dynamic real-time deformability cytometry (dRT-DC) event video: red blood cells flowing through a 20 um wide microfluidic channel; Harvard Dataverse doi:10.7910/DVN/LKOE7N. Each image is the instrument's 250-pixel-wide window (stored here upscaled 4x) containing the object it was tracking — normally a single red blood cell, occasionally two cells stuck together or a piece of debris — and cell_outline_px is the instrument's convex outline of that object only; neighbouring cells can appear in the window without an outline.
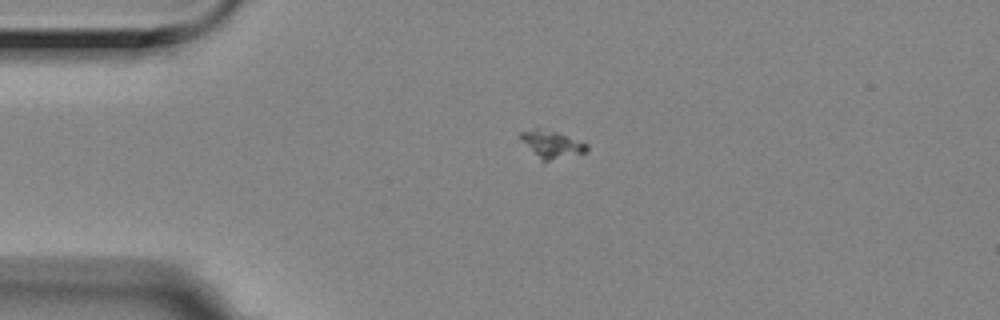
{"species": "Egyptian fruit bat (a non-hibernating species)", "species_latin": "Rousettus aegyptiacus", "temperature_condition": "room temperature", "stored_images_in_passage": 5, "camera_frame_rate_fps": 3000, "um_per_image_px": 0.085, "animal": {"sex": "female"}, "frame": {"image": 1, "passage_image": 4, "time_ms": 1.0, "image_size_px": [1000, 320], "cell_outline_px": [[588, 148], [584, 152], [544, 164], [540, 160], [520, 136], [520, 132], [536, 128], [540, 128], [556, 132], [584, 140], [588, 144]], "centroid_in_image_um": [46.97, 12.29], "position_along_channel_um": 38.0, "area_um2": 10.69}}